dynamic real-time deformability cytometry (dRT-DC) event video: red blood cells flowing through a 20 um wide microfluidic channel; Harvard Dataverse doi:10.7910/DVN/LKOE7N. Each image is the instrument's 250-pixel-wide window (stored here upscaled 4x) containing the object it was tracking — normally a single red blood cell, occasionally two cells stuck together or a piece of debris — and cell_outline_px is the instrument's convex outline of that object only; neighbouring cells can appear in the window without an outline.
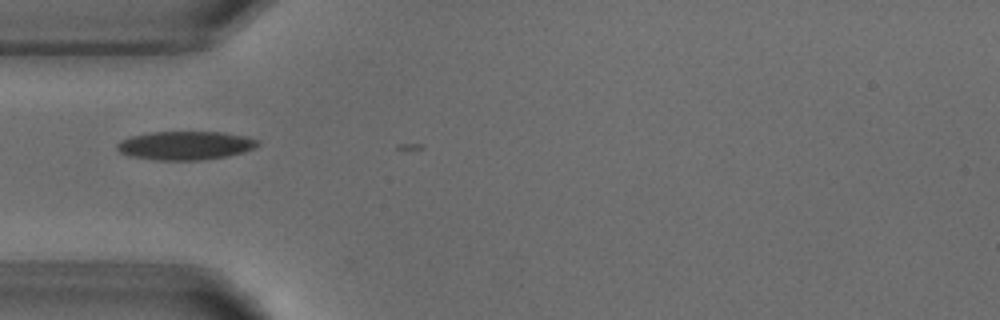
{"species": "common noctule bat (a hibernating species)", "species_latin": "Nyctalus noctula", "temperature_condition": "warm", "stored_images_in_passage": 2, "camera_frame_rate_fps": 3000, "um_per_image_px": 0.085, "animal": {"sex": "male", "body_mass_g": 18.8}, "frame": {"image": 1, "passage_image": 2, "time_ms": 1.0, "image_size_px": [1000, 320], "cell_outline_px": [[260, 144], [252, 148], [240, 152], [224, 156], [200, 160], [156, 160], [132, 156], [120, 152], [116, 148], [116, 144], [120, 140], [132, 136], [152, 132], [220, 132], [244, 136], [260, 140]], "centroid_in_image_um": [15.72, 12.36], "position_along_channel_um": 69.3, "area_um2": 23.12}}